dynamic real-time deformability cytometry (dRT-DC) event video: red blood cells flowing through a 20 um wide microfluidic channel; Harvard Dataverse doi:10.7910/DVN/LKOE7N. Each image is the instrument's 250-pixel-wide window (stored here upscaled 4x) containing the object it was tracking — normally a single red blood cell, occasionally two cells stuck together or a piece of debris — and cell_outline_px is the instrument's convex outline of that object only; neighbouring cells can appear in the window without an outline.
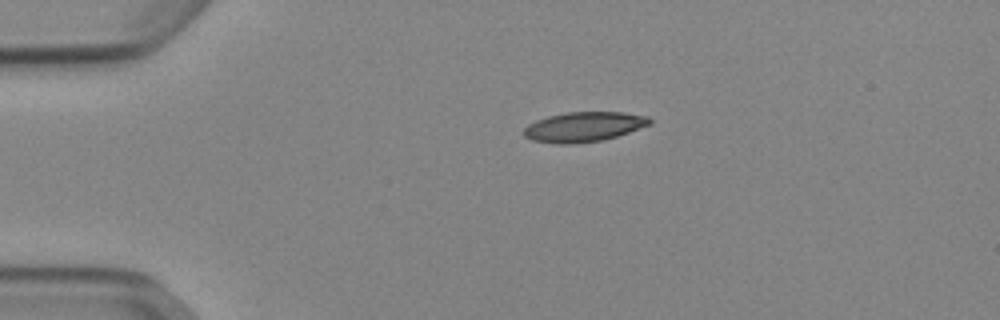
{"species": "Egyptian fruit bat (a non-hibernating species)", "species_latin": "Rousettus aegyptiacus", "temperature_condition": "cold", "stored_images_in_passage": 42, "camera_frame_rate_fps": 3000, "um_per_image_px": 0.085, "animal": {"sex": "female"}, "frame": {"image": 1, "passage_image": 1, "time_ms": 0.0, "image_size_px": [1000, 320], "cell_outline_px": [[652, 124], [616, 136], [600, 140], [572, 144], [556, 144], [532, 140], [524, 136], [524, 128], [528, 124], [536, 120], [548, 116], [568, 112], [624, 112], [648, 116], [652, 120]], "centroid_in_image_um": [49.62, 10.77], "position_along_channel_um": 35.4, "area_um2": 21.85}}
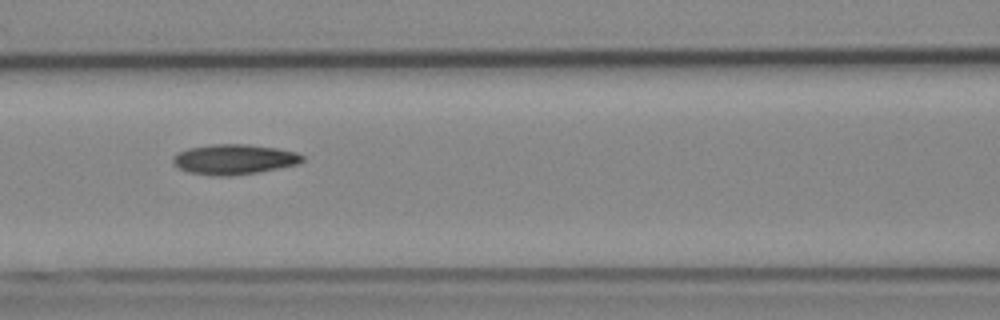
{"frame": {"image": 2, "passage_image": 13, "time_ms": 4.0, "image_size_px": [1000, 320], "cell_outline_px": [[304, 160], [296, 164], [256, 172], [232, 176], [208, 176], [188, 172], [172, 164], [172, 156], [176, 152], [188, 148], [212, 144], [248, 144], [276, 148], [296, 152], [304, 156]], "centroid_in_image_um": [19.82, 13.54], "position_along_channel_um": 146.8, "area_um2": 22.83}}
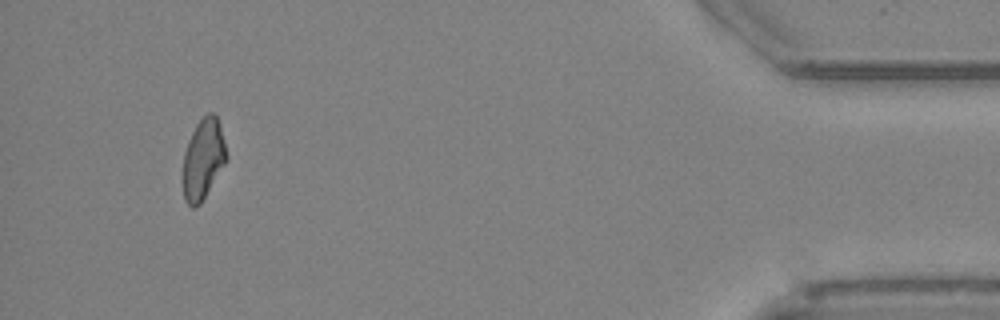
{"frame": {"image": 3, "passage_image": 39, "time_ms": 12.667, "image_size_px": [1000, 320], "cell_outline_px": [[228, 156], [224, 164], [200, 204], [196, 208], [192, 208], [184, 200], [184, 152], [188, 140], [196, 124], [208, 112], [212, 112], [216, 116], [220, 124]], "centroid_in_image_um": [17.27, 13.5], "position_along_channel_um": 417.9, "area_um2": 20.11}, "authors_computed_cell_mechanics": {"area_um2": 21.6172, "velocity_mm_per_s": 3.8991, "shape_relaxation_time_tau1_ms": null, "shape_relaxation_time_tau2_ms": 6.9356, "deformation_change_tau1": null, "deformation_change_tau2": 0.1467}}